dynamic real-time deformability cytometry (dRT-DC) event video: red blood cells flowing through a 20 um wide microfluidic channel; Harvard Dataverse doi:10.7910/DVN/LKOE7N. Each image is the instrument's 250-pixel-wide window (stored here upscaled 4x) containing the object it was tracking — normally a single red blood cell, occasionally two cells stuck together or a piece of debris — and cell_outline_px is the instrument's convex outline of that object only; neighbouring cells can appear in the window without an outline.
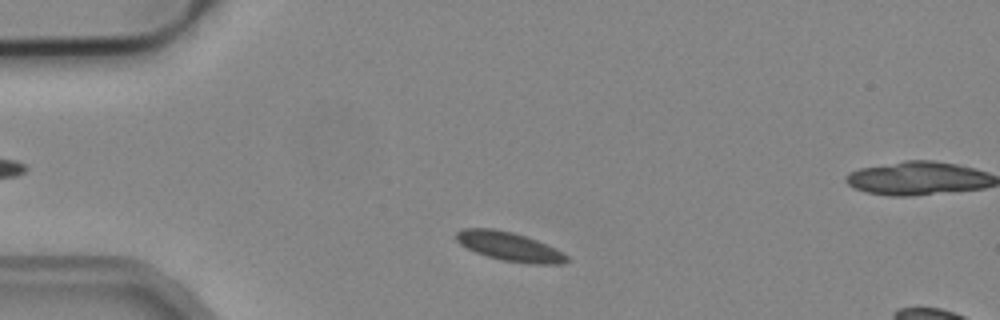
{"species": "common noctule bat (a hibernating species)", "species_latin": "Nyctalus noctula", "temperature_condition": "cold", "stored_images_in_passage": 3, "camera_frame_rate_fps": 3000, "um_per_image_px": 0.085, "animal": {"sex": "male", "body_mass_g": 19.2, "forearm_length_mm": 51.8}, "frame": {"image": 1, "passage_image": 1, "time_ms": 0.0, "image_size_px": [1000, 320], "cell_outline_px": [[568, 260], [564, 264], [528, 264], [500, 260], [476, 252], [460, 244], [456, 240], [456, 232], [464, 228], [492, 228], [512, 232], [536, 240], [568, 256]], "centroid_in_image_um": [43.26, 20.96], "position_along_channel_um": 41.7, "area_um2": 18.38}}